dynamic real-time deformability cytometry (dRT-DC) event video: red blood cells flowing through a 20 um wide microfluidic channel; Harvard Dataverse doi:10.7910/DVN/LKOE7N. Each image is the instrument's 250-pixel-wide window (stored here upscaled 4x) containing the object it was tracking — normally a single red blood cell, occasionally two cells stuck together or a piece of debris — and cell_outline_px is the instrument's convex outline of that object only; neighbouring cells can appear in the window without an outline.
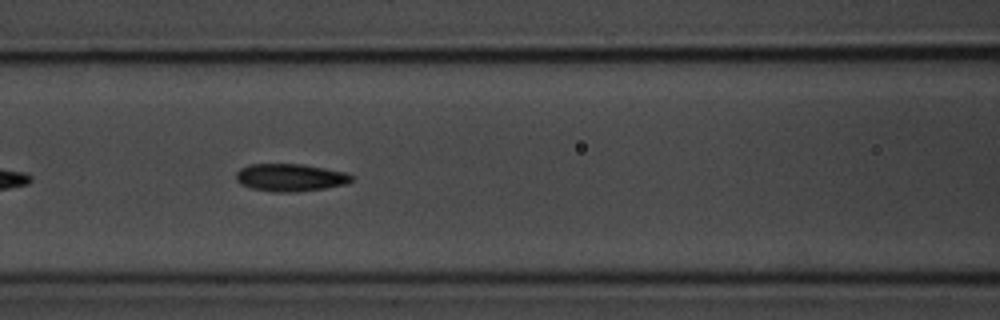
{"species": "common noctule bat (a hibernating species)", "species_latin": "Nyctalus noctula", "temperature_condition": "room temperature", "stored_images_in_passage": 20, "camera_frame_rate_fps": 3000, "um_per_image_px": 0.085, "animal": {"sex": "male", "body_mass_g": 20.1, "forearm_length_mm": 53.5}, "frame": {"image": 1, "passage_image": 9, "time_ms": 2.667, "image_size_px": [1000, 320], "cell_outline_px": [[352, 180], [344, 184], [324, 188], [296, 192], [272, 192], [252, 188], [240, 184], [236, 180], [236, 172], [240, 168], [248, 164], [300, 164], [324, 168], [344, 172], [352, 176]], "centroid_in_image_um": [24.61, 15.09], "position_along_channel_um": 142.0, "area_um2": 18.44}}
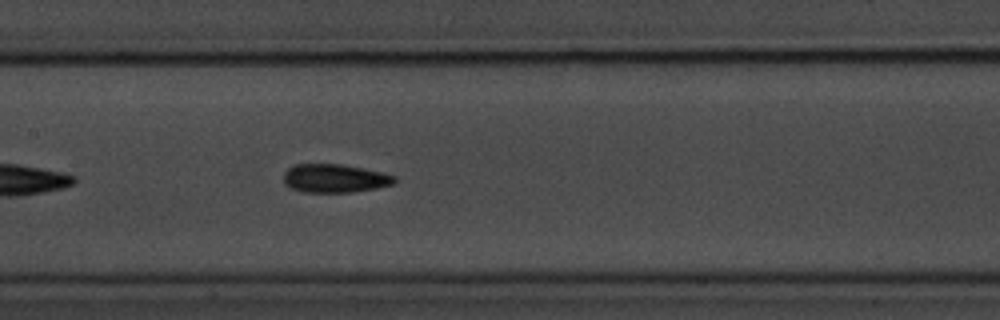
{"frame": {"image": 2, "passage_image": 12, "time_ms": 3.667, "image_size_px": [1000, 320], "cell_outline_px": [[396, 180], [392, 184], [376, 188], [352, 192], [304, 192], [292, 188], [284, 184], [284, 172], [292, 164], [344, 164], [384, 172], [396, 176]], "centroid_in_image_um": [28.45, 15.14], "position_along_channel_um": 178.9, "area_um2": 18.55}}